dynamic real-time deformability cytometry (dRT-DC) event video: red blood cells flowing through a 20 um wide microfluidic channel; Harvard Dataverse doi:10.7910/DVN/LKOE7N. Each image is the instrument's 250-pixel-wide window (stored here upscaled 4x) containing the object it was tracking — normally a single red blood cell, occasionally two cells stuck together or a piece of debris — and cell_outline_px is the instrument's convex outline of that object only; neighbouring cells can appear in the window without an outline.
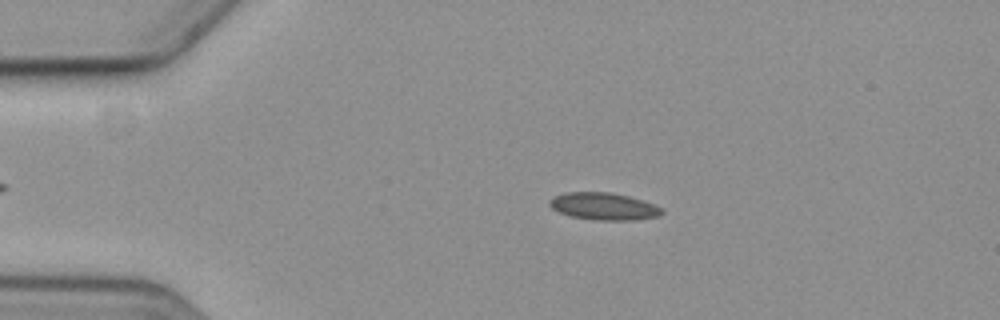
{"species": "common noctule bat (a hibernating species)", "species_latin": "Nyctalus noctula", "temperature_condition": "cold", "stored_images_in_passage": 8, "camera_frame_rate_fps": 3000, "um_per_image_px": 0.085, "animal": {"sex": "female", "body_mass_g": 19.3, "forearm_length_mm": 54.1}, "frame": {"image": 1, "passage_image": 3, "time_ms": 2.333, "image_size_px": [1000, 320], "cell_outline_px": [[664, 212], [660, 216], [636, 220], [592, 220], [572, 216], [560, 212], [552, 208], [548, 204], [548, 200], [556, 196], [568, 192], [608, 192], [628, 196], [664, 208]], "centroid_in_image_um": [51.34, 17.55], "position_along_channel_um": 33.7, "area_um2": 17.74}}
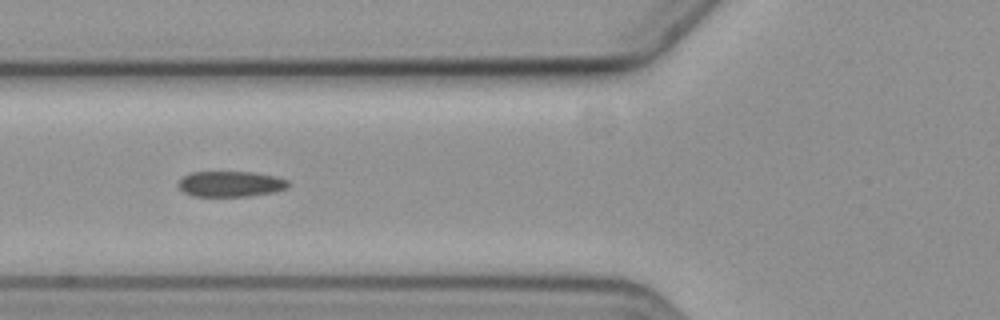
{"frame": {"image": 2, "passage_image": 6, "time_ms": 5.667, "image_size_px": [1000, 320], "cell_outline_px": [[288, 188], [276, 192], [248, 196], [192, 196], [184, 192], [176, 184], [184, 176], [192, 172], [252, 172], [276, 176], [288, 180]], "centroid_in_image_um": [19.62, 15.64], "position_along_channel_um": 106.2, "area_um2": 16.47}}
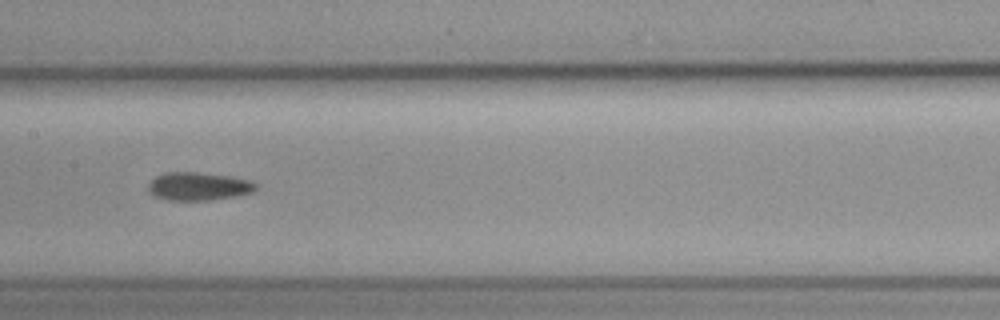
{"frame": {"image": 3, "passage_image": 8, "time_ms": 8.0, "image_size_px": [1000, 320], "cell_outline_px": [[260, 188], [252, 192], [232, 196], [208, 200], [168, 200], [156, 196], [148, 192], [148, 184], [156, 176], [164, 172], [196, 172], [228, 176], [248, 180], [256, 184]], "centroid_in_image_um": [16.84, 15.83], "position_along_channel_um": 190.6, "area_um2": 17.46}}